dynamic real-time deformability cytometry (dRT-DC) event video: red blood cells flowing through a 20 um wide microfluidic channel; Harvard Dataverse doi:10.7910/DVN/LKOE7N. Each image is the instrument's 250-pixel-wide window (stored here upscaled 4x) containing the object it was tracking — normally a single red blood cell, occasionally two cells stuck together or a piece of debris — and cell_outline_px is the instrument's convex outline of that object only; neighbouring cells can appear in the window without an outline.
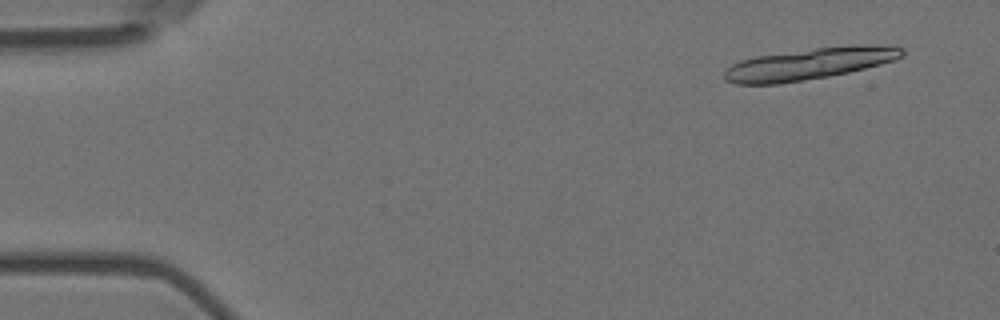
{"species": "Egyptian fruit bat (a non-hibernating species)", "species_latin": "Rousettus aegyptiacus", "temperature_condition": "room temperature", "stored_images_in_passage": 13, "camera_frame_rate_fps": 3000, "um_per_image_px": 0.085, "animal": {"sex": "female"}, "frame": {"image": 1, "passage_image": 4, "time_ms": 1.0, "image_size_px": [1000, 320], "cell_outline_px": [[904, 56], [880, 64], [848, 72], [828, 76], [780, 84], [736, 84], [724, 80], [724, 72], [732, 64], [740, 60], [756, 56], [816, 48], [856, 44], [868, 44], [904, 48]], "centroid_in_image_um": [68.77, 5.42], "position_along_channel_um": 16.2, "area_um2": 32.54}}